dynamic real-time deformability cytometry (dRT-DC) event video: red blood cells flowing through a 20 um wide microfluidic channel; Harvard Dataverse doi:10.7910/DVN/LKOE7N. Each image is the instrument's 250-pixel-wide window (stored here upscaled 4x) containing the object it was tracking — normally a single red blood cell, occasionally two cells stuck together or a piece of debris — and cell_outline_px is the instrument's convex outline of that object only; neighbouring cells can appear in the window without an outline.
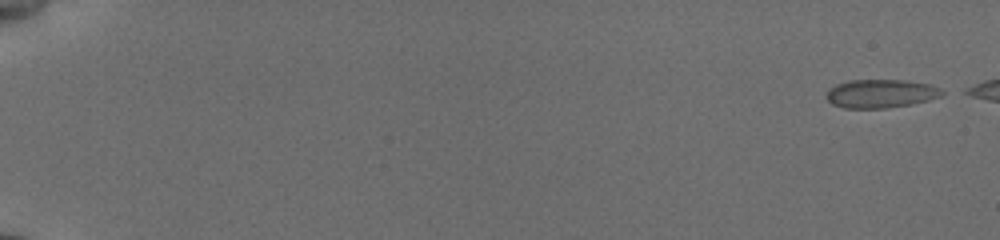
{"species": "common noctule bat (a hibernating species)", "species_latin": "Nyctalus noctula", "temperature_condition": "cold", "stored_images_in_passage": 52, "camera_frame_rate_fps": 3000, "um_per_image_px": 0.085, "animal": {"sex": "female", "body_mass_g": 19.5, "forearm_length_mm": 54.1}, "frame": {"image": 1, "passage_image": 2, "time_ms": 0.333, "image_size_px": [1000, 240], "cell_outline_px": [[948, 92], [940, 96], [928, 100], [912, 104], [884, 108], [844, 108], [832, 104], [828, 100], [828, 92], [836, 84], [848, 80], [904, 80], [928, 84], [940, 88]], "centroid_in_image_um": [74.91, 7.95], "position_along_channel_um": 10.1, "area_um2": 19.07}}
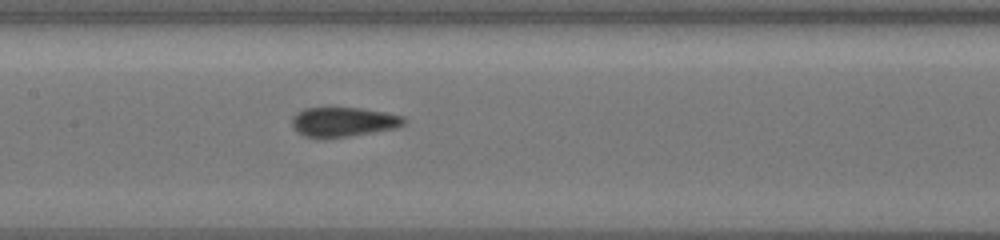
{"frame": {"image": 2, "passage_image": 30, "time_ms": 9.667, "image_size_px": [1000, 240], "cell_outline_px": [[408, 120], [404, 124], [396, 128], [324, 140], [320, 140], [304, 136], [296, 132], [292, 128], [292, 116], [296, 112], [304, 108], [360, 108], [384, 112], [404, 116]], "centroid_in_image_um": [29.13, 10.38], "position_along_channel_um": 178.3, "area_um2": 19.71}}
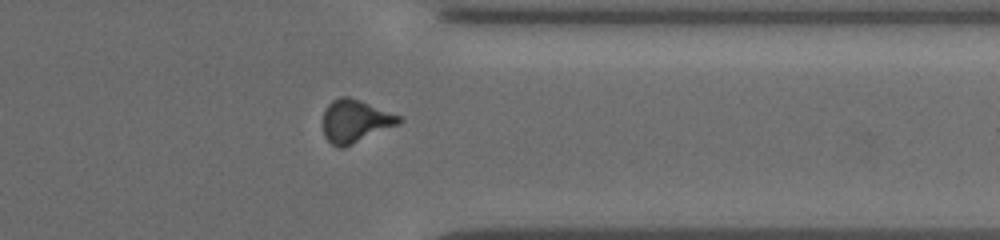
{"frame": {"image": 3, "passage_image": 46, "time_ms": 15.0, "image_size_px": [1000, 240], "cell_outline_px": [[404, 120], [400, 124], [344, 148], [336, 148], [324, 136], [324, 108], [332, 100], [340, 96], [348, 96], [360, 100], [400, 116]], "centroid_in_image_um": [30.19, 10.3], "position_along_channel_um": 381.2, "area_um2": 19.07}}